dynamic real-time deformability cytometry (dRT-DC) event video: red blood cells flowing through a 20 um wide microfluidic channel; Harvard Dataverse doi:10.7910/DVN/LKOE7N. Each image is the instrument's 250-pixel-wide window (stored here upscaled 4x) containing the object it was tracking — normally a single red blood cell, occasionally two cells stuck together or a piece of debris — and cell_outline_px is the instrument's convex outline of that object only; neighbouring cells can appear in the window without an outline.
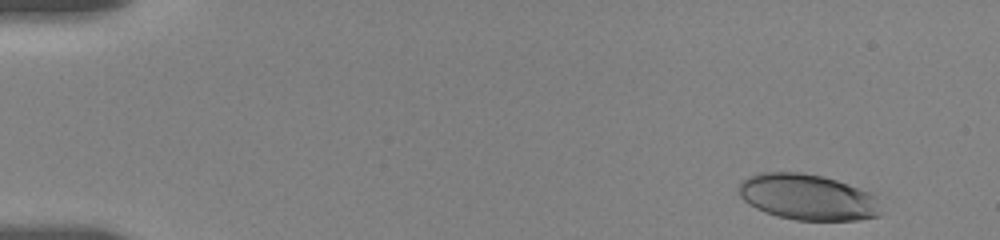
{"species": "human", "species_latin": "Homo sapiens", "temperature_condition": "room temperature", "stored_images_in_passage": 37, "camera_frame_rate_fps": 3000, "um_per_image_px": 0.085, "donor": {"sex": "female"}, "frame": {"image": 1, "passage_image": 1, "time_ms": 0.0, "image_size_px": [1000, 240], "cell_outline_px": [[880, 216], [856, 220], [796, 220], [776, 216], [764, 212], [748, 204], [740, 196], [740, 184], [748, 176], [760, 172], [804, 172], [824, 176], [872, 192], [876, 196], [880, 212]], "centroid_in_image_um": [68.66, 16.75], "position_along_channel_um": 16.3, "area_um2": 38.21}}
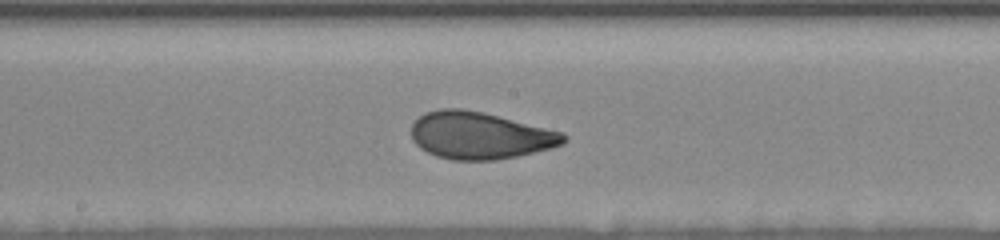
{"frame": {"image": 2, "passage_image": 20, "time_ms": 8.667, "image_size_px": [1000, 240], "cell_outline_px": [[568, 140], [564, 144], [552, 148], [516, 156], [492, 160], [452, 160], [436, 156], [420, 148], [412, 140], [412, 124], [424, 112], [440, 108], [460, 108], [484, 112], [564, 132], [568, 136]], "centroid_in_image_um": [40.81, 11.51], "position_along_channel_um": 207.4, "area_um2": 42.08}}
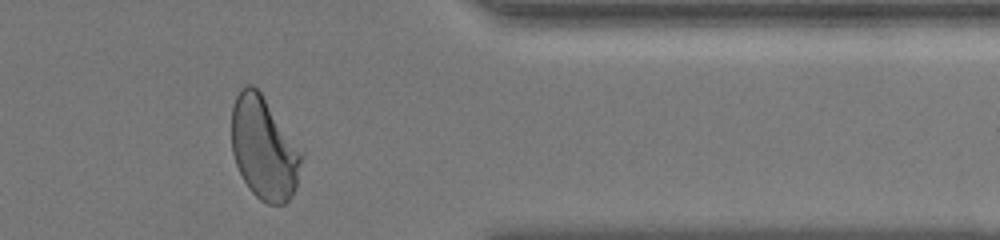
{"frame": {"image": 3, "passage_image": 34, "time_ms": 14.0, "image_size_px": [1000, 240], "cell_outline_px": [[304, 152], [296, 188], [292, 196], [284, 204], [268, 204], [260, 200], [248, 188], [236, 164], [232, 152], [232, 108], [236, 96], [240, 88], [244, 84], [252, 84], [260, 92]], "centroid_in_image_um": [22.45, 12.6], "position_along_channel_um": 389.0, "area_um2": 42.02}, "authors_computed_cell_mechanics": {"area_um2": 41.3848, "velocity_mm_per_s": 3.6244, "shape_relaxation_time_tau1_ms": 5.3317, "shape_relaxation_time_tau2_ms": null, "deformation_change_tau1": 0.1657, "deformation_change_tau2": null}}